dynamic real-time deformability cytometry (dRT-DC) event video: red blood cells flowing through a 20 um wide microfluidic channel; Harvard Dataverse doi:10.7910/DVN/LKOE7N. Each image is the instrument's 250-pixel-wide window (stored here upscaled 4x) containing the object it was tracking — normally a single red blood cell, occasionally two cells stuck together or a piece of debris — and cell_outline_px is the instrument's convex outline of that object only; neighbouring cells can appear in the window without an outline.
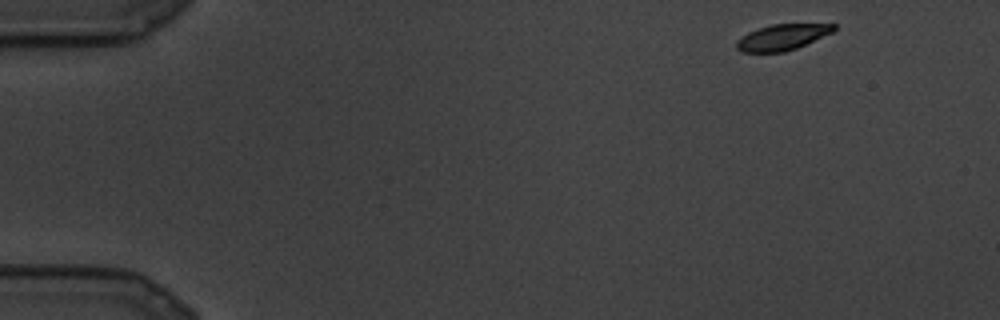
{"species": "common noctule bat (a hibernating species)", "species_latin": "Nyctalus noctula", "temperature_condition": "cold", "stored_images_in_passage": 11, "camera_frame_rate_fps": 3000, "um_per_image_px": 0.085, "animal": {"sex": "male", "body_mass_g": 19.5, "forearm_length_mm": 54.6}, "frame": {"image": 1, "passage_image": 1, "time_ms": 0.0, "image_size_px": [1000, 320], "cell_outline_px": [[836, 28], [832, 32], [796, 48], [784, 52], [740, 52], [736, 48], [736, 40], [748, 32], [772, 24], [836, 24]], "centroid_in_image_um": [66.45, 3.17], "position_along_channel_um": 18.5, "area_um2": 14.51}}
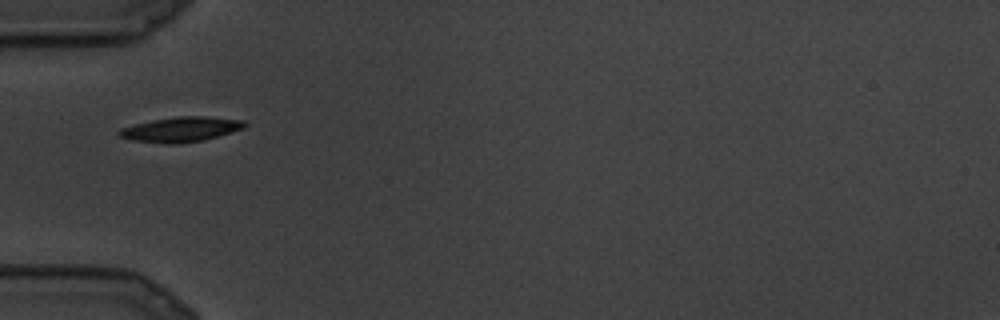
{"frame": {"image": 2, "passage_image": 7, "time_ms": 2.0, "image_size_px": [1000, 320], "cell_outline_px": [[248, 124], [244, 128], [232, 132], [204, 140], [176, 144], [164, 144], [132, 140], [120, 136], [116, 132], [120, 128], [152, 120], [180, 116], [204, 116], [244, 120]], "centroid_in_image_um": [15.39, 11.0], "position_along_channel_um": 69.6, "area_um2": 18.26}}
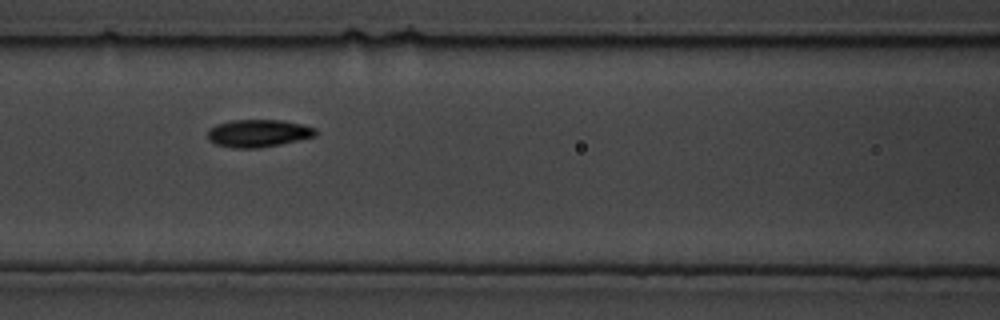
{"frame": {"image": 3, "passage_image": 10, "time_ms": 3.0, "image_size_px": [1000, 320], "cell_outline_px": [[316, 136], [280, 144], [260, 148], [236, 148], [216, 144], [208, 140], [208, 132], [216, 124], [232, 120], [280, 120], [300, 124], [316, 128]], "centroid_in_image_um": [21.95, 11.33], "position_along_channel_um": 144.6, "area_um2": 17.17}}